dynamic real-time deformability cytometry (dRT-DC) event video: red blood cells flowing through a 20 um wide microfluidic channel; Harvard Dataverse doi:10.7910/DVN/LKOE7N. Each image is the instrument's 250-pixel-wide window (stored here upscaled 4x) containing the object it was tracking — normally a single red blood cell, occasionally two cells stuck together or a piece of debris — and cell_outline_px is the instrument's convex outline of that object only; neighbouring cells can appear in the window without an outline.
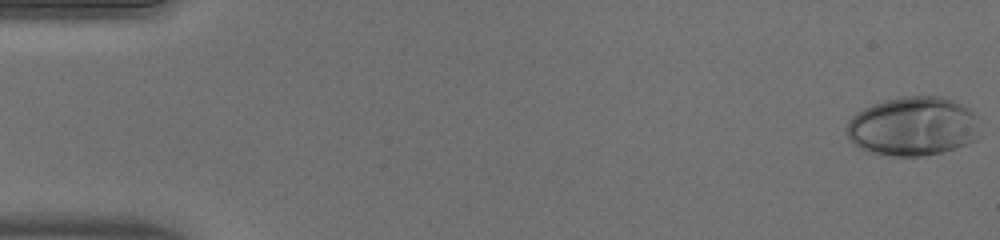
{"species": "human", "species_latin": "Homo sapiens", "temperature_condition": "warm", "stored_images_in_passage": 51, "camera_frame_rate_fps": 3000, "um_per_image_px": 0.085, "donor": {"sex": "male"}, "frame": {"image": 1, "passage_image": 1, "time_ms": 0.0, "image_size_px": [1000, 240], "cell_outline_px": [[980, 136], [976, 140], [940, 152], [920, 156], [892, 156], [872, 152], [860, 148], [852, 144], [848, 140], [848, 120], [856, 112], [872, 104], [884, 100], [904, 96], [944, 96], [968, 108], [972, 116]], "centroid_in_image_um": [77.54, 10.73], "position_along_channel_um": 7.5, "area_um2": 45.43}}
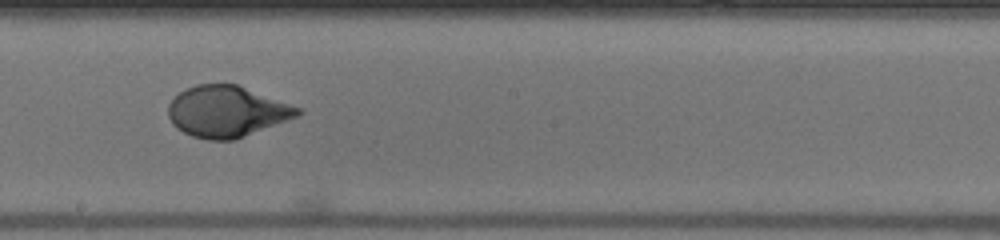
{"frame": {"image": 2, "passage_image": 29, "time_ms": 9.333, "image_size_px": [1000, 240], "cell_outline_px": [[304, 112], [296, 116], [236, 140], [208, 140], [192, 136], [176, 128], [172, 124], [168, 116], [168, 104], [180, 92], [196, 84], [236, 84], [300, 108]], "centroid_in_image_um": [19.24, 9.49], "position_along_channel_um": 229.0, "area_um2": 38.21}}
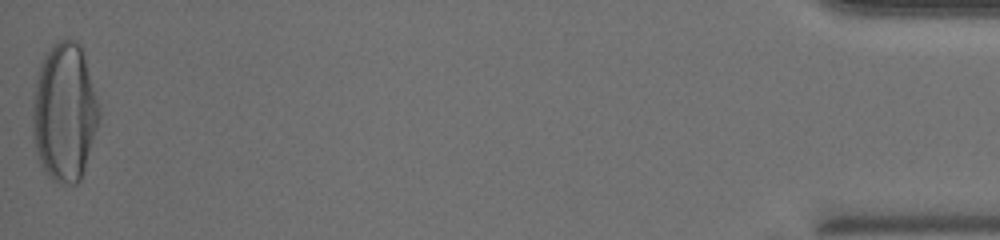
{"frame": {"image": 3, "passage_image": 51, "time_ms": 16.667, "image_size_px": [1000, 240], "cell_outline_px": [[100, 116], [84, 168], [80, 180], [76, 184], [60, 184], [52, 180], [48, 176], [40, 164], [36, 152], [32, 132], [32, 96], [40, 64], [44, 56], [52, 44], [60, 40], [76, 40], [80, 44], [84, 52], [100, 112]], "centroid_in_image_um": [5.45, 9.54], "position_along_channel_um": 429.7, "area_um2": 53.75}, "authors_computed_cell_mechanics": {"area_um2": 41.1536, "velocity_mm_per_s": 4.0512, "shape_relaxation_time_tau1_ms": 5.3201, "shape_relaxation_time_tau2_ms": null, "deformation_change_tau1": 0.2847, "deformation_change_tau2": null}}